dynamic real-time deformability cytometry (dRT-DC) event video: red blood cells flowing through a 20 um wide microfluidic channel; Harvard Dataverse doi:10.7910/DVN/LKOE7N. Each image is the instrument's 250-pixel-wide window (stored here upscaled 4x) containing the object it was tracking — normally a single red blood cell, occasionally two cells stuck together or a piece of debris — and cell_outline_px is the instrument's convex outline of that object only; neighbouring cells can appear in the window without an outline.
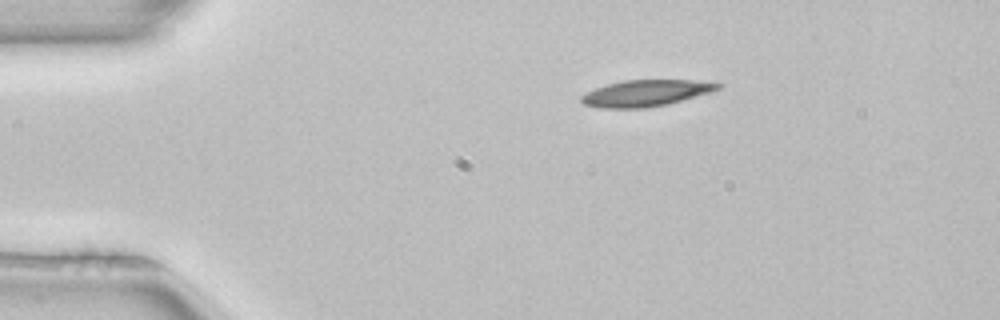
{"species": "common noctule bat (a hibernating species)", "species_latin": "Nyctalus noctula", "temperature_condition": "room temperature", "stored_images_in_passage": 2, "camera_frame_rate_fps": 3000, "um_per_image_px": 0.085, "animal": {"sex": "female", "body_mass_g": 22.7, "forearm_length_mm": 54.2}, "frame": {"image": 1, "passage_image": 1, "time_ms": 0.0, "image_size_px": [1000, 320], "cell_outline_px": [[724, 84], [720, 88], [712, 92], [668, 104], [644, 108], [600, 108], [584, 104], [580, 100], [580, 96], [584, 92], [608, 84], [624, 80], [692, 80]], "centroid_in_image_um": [54.88, 7.92], "position_along_channel_um": 30.1, "area_um2": 21.04}}